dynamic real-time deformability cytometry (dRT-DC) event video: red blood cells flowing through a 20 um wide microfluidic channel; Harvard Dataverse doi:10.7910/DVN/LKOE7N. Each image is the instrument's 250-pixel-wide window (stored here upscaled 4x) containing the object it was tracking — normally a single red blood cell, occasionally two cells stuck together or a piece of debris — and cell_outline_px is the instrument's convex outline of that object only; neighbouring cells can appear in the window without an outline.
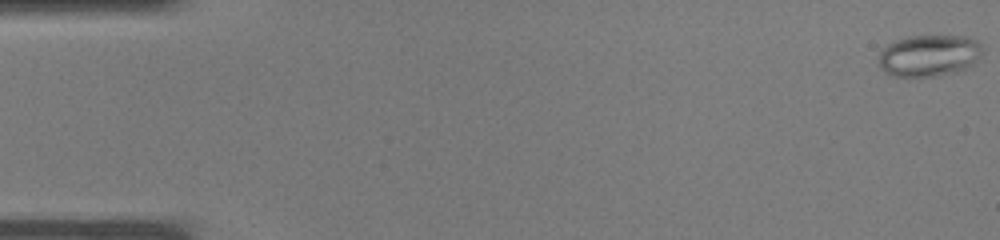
{"species": "common noctule bat (a hibernating species)", "species_latin": "Nyctalus noctula", "temperature_condition": "warm", "stored_images_in_passage": 38, "camera_frame_rate_fps": 3000, "um_per_image_px": 0.085, "animal": {"sex": "male", "body_mass_g": 19.0, "forearm_length_mm": 50.8}, "frame": {"image": 1, "passage_image": 1, "time_ms": 0.0, "image_size_px": [1000, 240], "cell_outline_px": [[980, 56], [976, 64], [964, 72], [940, 76], [892, 76], [884, 72], [880, 68], [880, 52], [888, 44], [896, 40], [908, 36], [968, 36], [976, 40], [980, 44]], "centroid_in_image_um": [79.02, 4.75], "position_along_channel_um": 6.0, "area_um2": 25.61}}
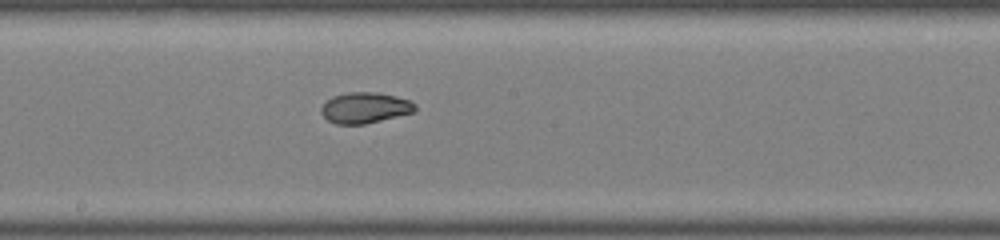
{"frame": {"image": 2, "passage_image": 21, "time_ms": 6.667, "image_size_px": [1000, 240], "cell_outline_px": [[416, 112], [364, 124], [336, 124], [328, 120], [320, 112], [320, 108], [332, 96], [348, 92], [376, 92], [396, 96], [408, 100], [416, 104]], "centroid_in_image_um": [31.03, 9.16], "position_along_channel_um": 217.2, "area_um2": 16.88}}
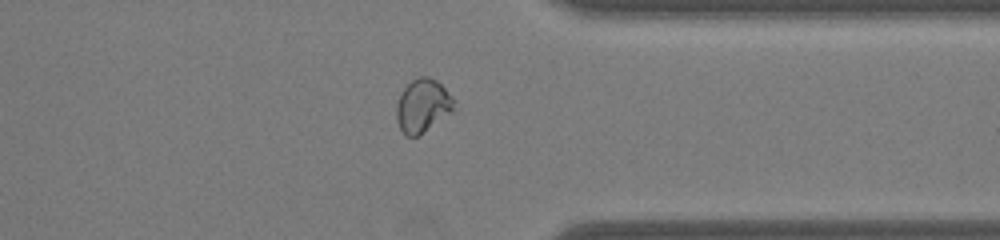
{"frame": {"image": 3, "passage_image": 30, "time_ms": 9.667, "image_size_px": [1000, 240], "cell_outline_px": [[456, 100], [452, 112], [420, 136], [408, 136], [400, 128], [396, 120], [396, 104], [400, 92], [412, 80], [420, 76], [428, 76], [436, 80]], "centroid_in_image_um": [35.93, 8.99], "position_along_channel_um": 375.5, "area_um2": 18.03}}